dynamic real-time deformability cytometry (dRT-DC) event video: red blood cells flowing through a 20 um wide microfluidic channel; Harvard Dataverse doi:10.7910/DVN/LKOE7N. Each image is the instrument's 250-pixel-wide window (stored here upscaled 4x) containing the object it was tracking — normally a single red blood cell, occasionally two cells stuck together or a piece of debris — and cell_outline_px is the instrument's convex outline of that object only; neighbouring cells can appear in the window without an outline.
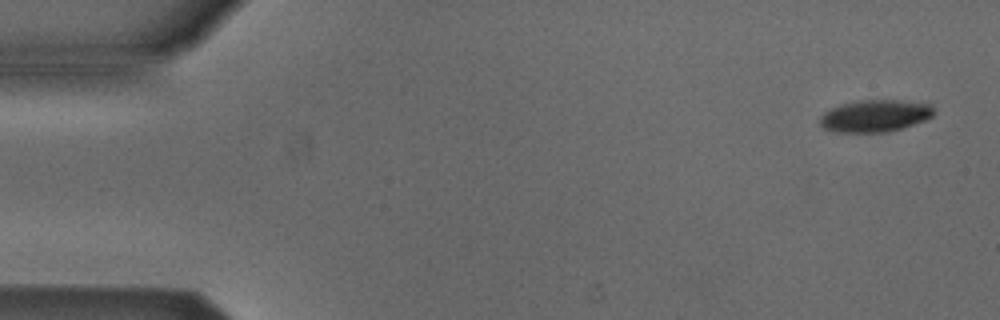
{"species": "Egyptian fruit bat (a non-hibernating species)", "species_latin": "Rousettus aegyptiacus", "temperature_condition": "cold", "stored_images_in_passage": 7, "camera_frame_rate_fps": 3000, "um_per_image_px": 0.085, "animal": {"sex": "male"}, "frame": {"image": 1, "passage_image": 1, "time_ms": 0.0, "image_size_px": [1000, 320], "cell_outline_px": [[936, 112], [932, 116], [924, 120], [888, 132], [836, 132], [824, 128], [820, 124], [820, 116], [824, 112], [840, 104], [856, 100], [896, 100], [932, 104]], "centroid_in_image_um": [74.37, 9.84], "position_along_channel_um": 10.6, "area_um2": 21.27}}
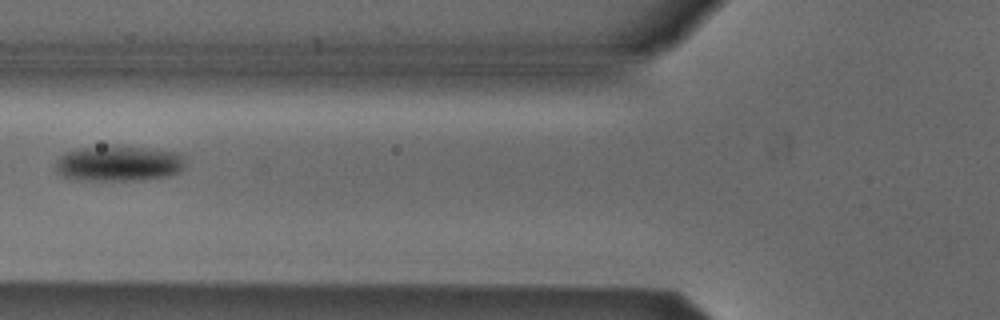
{"frame": {"image": 2, "passage_image": 6, "time_ms": 1.667, "image_size_px": [1000, 320], "cell_outline_px": [[188, 156], [184, 168], [180, 172], [164, 176], [140, 180], [84, 180], [64, 176], [56, 172], [56, 160], [60, 156], [68, 152], [80, 148], [116, 144], [152, 148], [180, 152]], "centroid_in_image_um": [10.18, 13.86], "position_along_channel_um": 115.6, "area_um2": 27.51}}
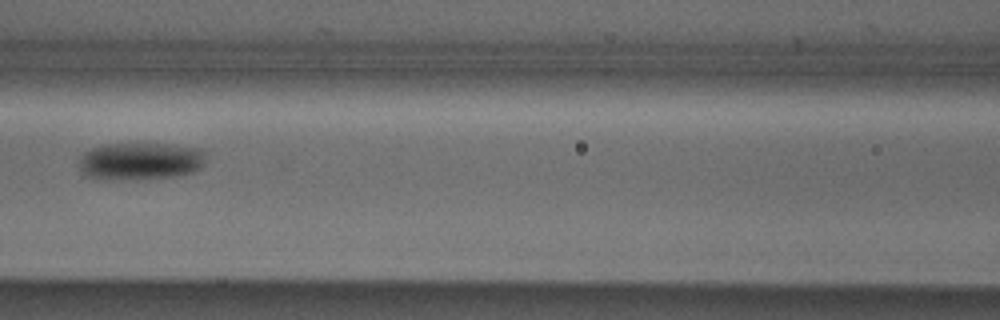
{"frame": {"image": 3, "passage_image": 7, "time_ms": 2.0, "image_size_px": [1000, 320], "cell_outline_px": [[204, 160], [200, 168], [192, 172], [176, 176], [136, 180], [100, 180], [88, 176], [80, 168], [80, 156], [84, 152], [92, 148], [104, 144], [168, 144], [200, 148], [204, 152]], "centroid_in_image_um": [11.91, 13.71], "position_along_channel_um": 154.7, "area_um2": 27.86}}